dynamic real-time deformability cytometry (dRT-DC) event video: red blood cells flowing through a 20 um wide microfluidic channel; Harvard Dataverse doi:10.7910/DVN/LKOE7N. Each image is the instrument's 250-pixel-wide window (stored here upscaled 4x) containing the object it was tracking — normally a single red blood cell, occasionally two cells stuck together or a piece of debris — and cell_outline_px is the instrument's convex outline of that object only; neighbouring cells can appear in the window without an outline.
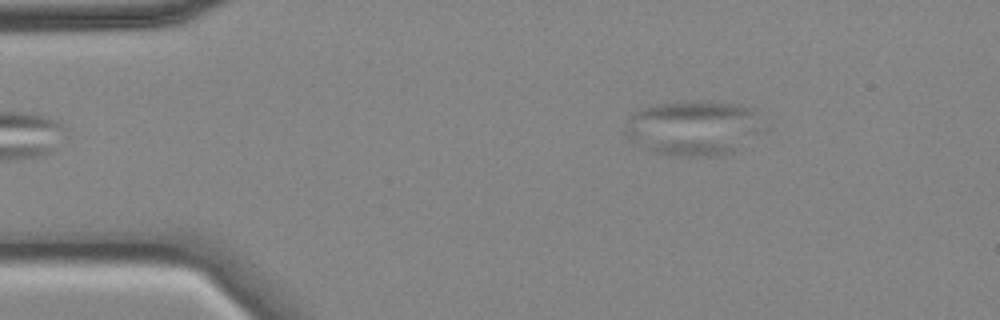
{"species": "common noctule bat (a hibernating species)", "species_latin": "Nyctalus noctula", "temperature_condition": "cold", "stored_images_in_passage": 57, "camera_frame_rate_fps": 3000, "um_per_image_px": 0.085, "animal": {"sex": "female", "body_mass_g": 18.4}, "frame": {"image": 1, "passage_image": 9, "time_ms": 2.667, "image_size_px": [1000, 320], "cell_outline_px": [[768, 132], [724, 152], [700, 156], [672, 156], [656, 152], [644, 148], [624, 136], [624, 128], [628, 120], [636, 112], [652, 104], [684, 100], [708, 100], [740, 104], [748, 108], [768, 128]], "centroid_in_image_um": [58.93, 10.83], "position_along_channel_um": 26.1, "area_um2": 44.27}}
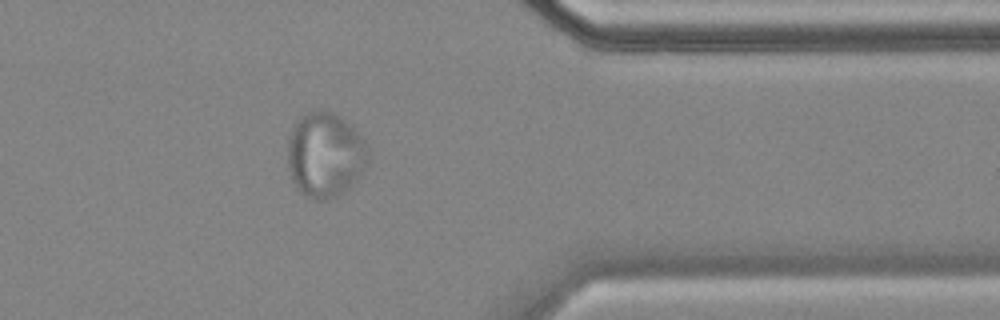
{"frame": {"image": 2, "passage_image": 46, "time_ms": 15.0, "image_size_px": [1000, 320], "cell_outline_px": [[368, 152], [360, 172], [352, 184], [348, 188], [324, 200], [316, 200], [300, 192], [296, 188], [292, 180], [288, 168], [288, 136], [296, 120], [308, 112], [320, 108], [332, 112], [344, 120], [364, 140], [368, 148]], "centroid_in_image_um": [27.57, 13.13], "position_along_channel_um": 383.8, "area_um2": 39.19}}
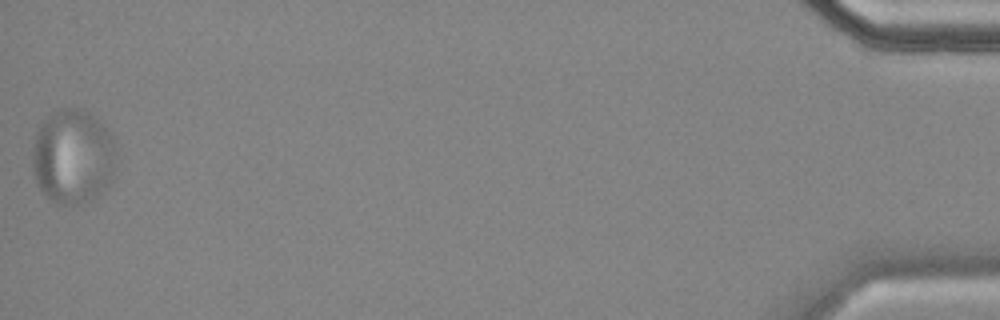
{"frame": {"image": 3, "passage_image": 57, "time_ms": 18.667, "image_size_px": [1000, 320], "cell_outline_px": [[120, 148], [112, 180], [96, 196], [88, 200], [76, 204], [56, 204], [40, 188], [36, 180], [32, 164], [32, 152], [36, 132], [44, 120], [48, 116], [56, 112], [68, 108], [84, 108], [104, 124], [112, 132]], "centroid_in_image_um": [6.27, 13.28], "position_along_channel_um": 428.9, "area_um2": 46.93}}